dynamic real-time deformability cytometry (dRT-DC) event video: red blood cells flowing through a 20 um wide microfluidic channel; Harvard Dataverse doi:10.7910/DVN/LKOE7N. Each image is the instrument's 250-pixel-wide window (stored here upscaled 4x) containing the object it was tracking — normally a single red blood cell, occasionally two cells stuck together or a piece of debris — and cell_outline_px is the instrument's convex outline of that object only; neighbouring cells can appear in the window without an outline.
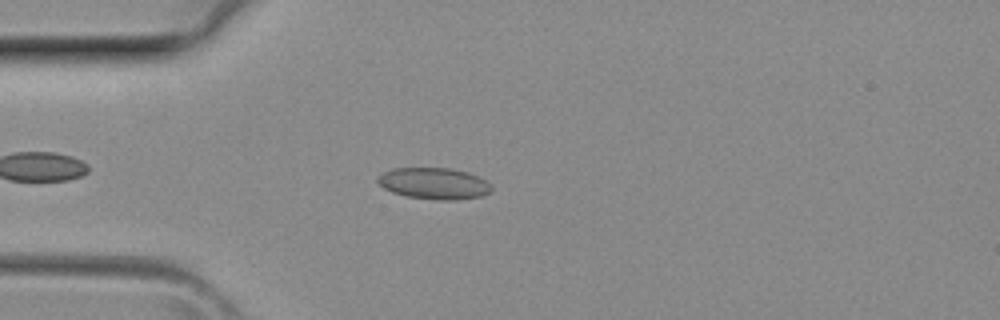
{"species": "common noctule bat (a hibernating species)", "species_latin": "Nyctalus noctula", "temperature_condition": "room temperature", "stored_images_in_passage": 28, "camera_frame_rate_fps": 3000, "um_per_image_px": 0.085, "animal": {"sex": "female", "body_mass_g": 29.2, "forearm_length_mm": 56.3}, "frame": {"image": 1, "passage_image": 5, "time_ms": 1.333, "image_size_px": [1000, 320], "cell_outline_px": [[492, 192], [480, 196], [456, 200], [436, 200], [408, 196], [392, 192], [384, 188], [376, 180], [376, 176], [392, 168], [448, 168], [468, 172], [492, 184]], "centroid_in_image_um": [36.89, 15.59], "position_along_channel_um": 48.1, "area_um2": 20.87}}
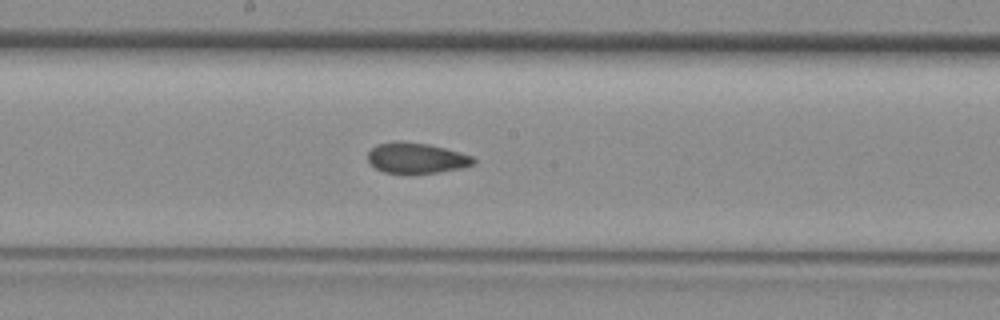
{"frame": {"image": 2, "passage_image": 15, "time_ms": 4.667, "image_size_px": [1000, 320], "cell_outline_px": [[476, 164], [464, 168], [440, 172], [412, 176], [408, 176], [384, 172], [376, 168], [368, 160], [368, 152], [376, 144], [428, 144], [444, 148], [472, 156], [476, 160]], "centroid_in_image_um": [35.45, 13.53], "position_along_channel_um": 212.8, "area_um2": 18.79}}
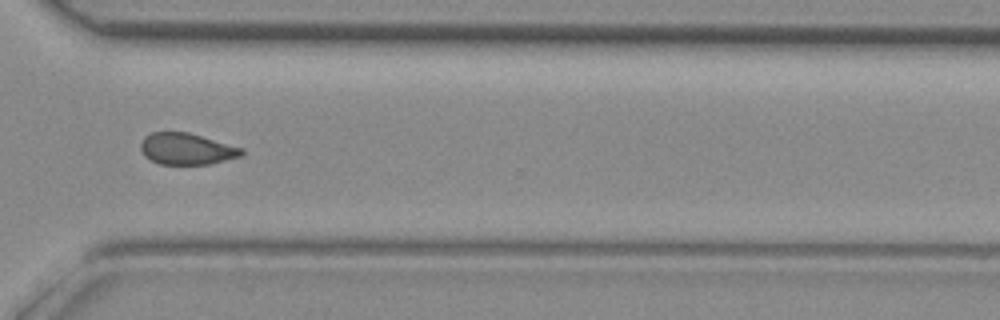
{"frame": {"image": 3, "passage_image": 23, "time_ms": 7.333, "image_size_px": [1000, 320], "cell_outline_px": [[244, 152], [240, 156], [208, 164], [160, 164], [144, 156], [140, 148], [140, 144], [144, 136], [152, 132], [188, 132], [244, 148]], "centroid_in_image_um": [15.85, 12.64], "position_along_channel_um": 354.8, "area_um2": 18.44}}